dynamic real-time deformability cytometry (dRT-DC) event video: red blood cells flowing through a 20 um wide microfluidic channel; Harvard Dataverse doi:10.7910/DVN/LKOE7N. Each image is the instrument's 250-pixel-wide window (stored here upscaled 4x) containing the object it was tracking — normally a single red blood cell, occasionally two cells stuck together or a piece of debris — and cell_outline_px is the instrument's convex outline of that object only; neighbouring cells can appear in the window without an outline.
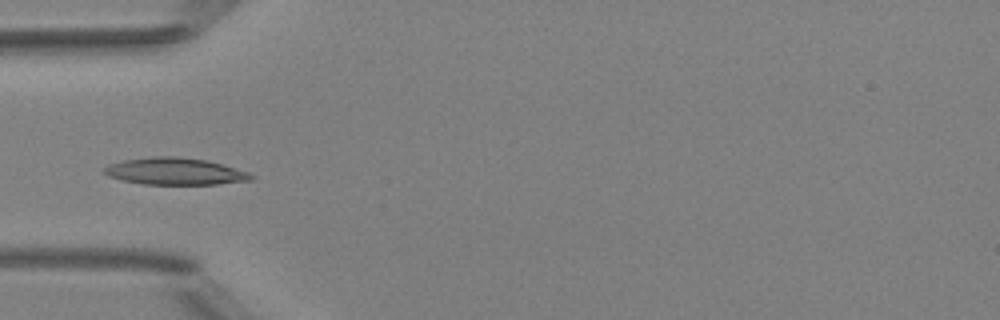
{"species": "Egyptian fruit bat (a non-hibernating species)", "species_latin": "Rousettus aegyptiacus", "temperature_condition": "room temperature", "stored_images_in_passage": 4, "camera_frame_rate_fps": 3000, "um_per_image_px": 0.085, "animal": {"sex": "female"}, "frame": {"image": 1, "passage_image": 4, "time_ms": 3.333, "image_size_px": [1000, 320], "cell_outline_px": [[256, 176], [252, 180], [216, 184], [144, 184], [120, 180], [108, 176], [100, 172], [100, 168], [108, 164], [124, 160], [152, 156], [176, 156], [208, 160], [248, 172]], "centroid_in_image_um": [14.81, 14.56], "position_along_channel_um": 70.2, "area_um2": 23.35}}